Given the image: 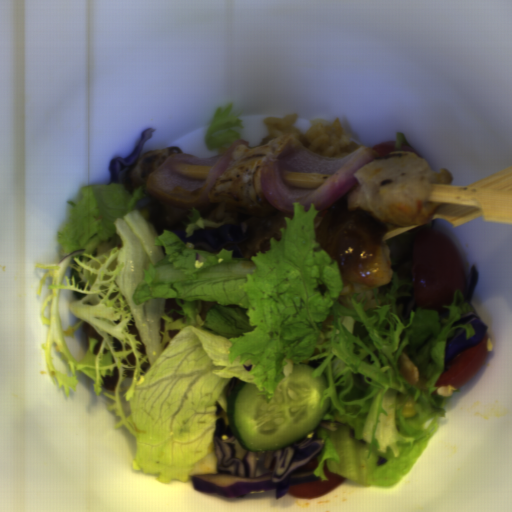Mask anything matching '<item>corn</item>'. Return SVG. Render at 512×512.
<instances>
[{"label":"corn","mask_w":512,"mask_h":512,"mask_svg":"<svg viewBox=\"0 0 512 512\" xmlns=\"http://www.w3.org/2000/svg\"><path fill=\"white\" fill-rule=\"evenodd\" d=\"M494 350V344L491 340V338L487 339V352H491Z\"/></svg>","instance_id":"5cfa1b94"},{"label":"corn","mask_w":512,"mask_h":512,"mask_svg":"<svg viewBox=\"0 0 512 512\" xmlns=\"http://www.w3.org/2000/svg\"><path fill=\"white\" fill-rule=\"evenodd\" d=\"M457 390L454 386L445 385V386H439L437 389L438 394H442L445 396H452L454 391Z\"/></svg>","instance_id":"f1292c28"},{"label":"corn","mask_w":512,"mask_h":512,"mask_svg":"<svg viewBox=\"0 0 512 512\" xmlns=\"http://www.w3.org/2000/svg\"><path fill=\"white\" fill-rule=\"evenodd\" d=\"M416 405L413 397H411L409 395V397L407 398L404 406H403V409H402V415L403 417L406 419V418H413L415 416V411H414V406Z\"/></svg>","instance_id":"51d56268"}]
</instances>
